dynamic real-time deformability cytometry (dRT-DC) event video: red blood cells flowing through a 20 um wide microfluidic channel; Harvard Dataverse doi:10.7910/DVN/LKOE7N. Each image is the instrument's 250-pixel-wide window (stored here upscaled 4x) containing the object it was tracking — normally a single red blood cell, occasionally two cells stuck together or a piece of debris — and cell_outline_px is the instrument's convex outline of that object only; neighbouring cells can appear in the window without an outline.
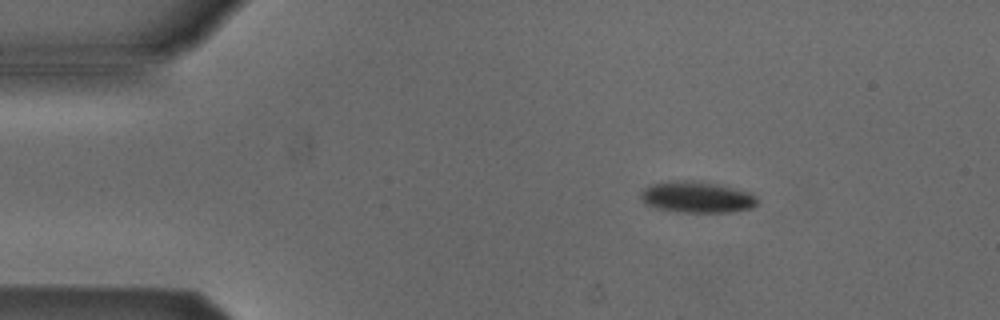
{"species": "Egyptian fruit bat (a non-hibernating species)", "species_latin": "Rousettus aegyptiacus", "temperature_condition": "cold", "stored_images_in_passage": 3, "camera_frame_rate_fps": 3000, "um_per_image_px": 0.085, "animal": {"sex": "male"}, "frame": {"image": 1, "passage_image": 1, "time_ms": 0.0, "image_size_px": [1000, 320], "cell_outline_px": [[760, 204], [752, 208], [728, 212], [676, 212], [656, 208], [644, 204], [640, 196], [640, 192], [644, 188], [652, 184], [676, 180], [692, 180], [724, 184], [756, 192], [760, 200]], "centroid_in_image_um": [59.34, 16.74], "position_along_channel_um": 25.7, "area_um2": 22.14}}
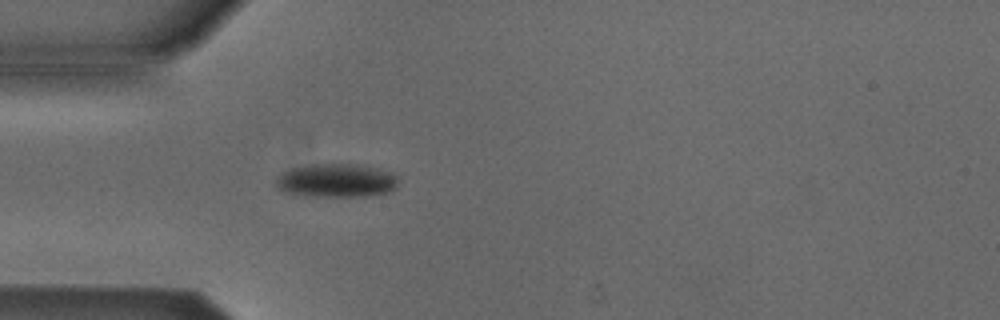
{"frame": {"image": 2, "passage_image": 3, "time_ms": 2.333, "image_size_px": [1000, 320], "cell_outline_px": [[396, 188], [388, 192], [368, 196], [292, 196], [276, 188], [276, 176], [280, 172], [292, 168], [312, 164], [360, 164], [392, 172], [396, 176]], "centroid_in_image_um": [28.52, 15.35], "position_along_channel_um": 56.5, "area_um2": 24.33}}